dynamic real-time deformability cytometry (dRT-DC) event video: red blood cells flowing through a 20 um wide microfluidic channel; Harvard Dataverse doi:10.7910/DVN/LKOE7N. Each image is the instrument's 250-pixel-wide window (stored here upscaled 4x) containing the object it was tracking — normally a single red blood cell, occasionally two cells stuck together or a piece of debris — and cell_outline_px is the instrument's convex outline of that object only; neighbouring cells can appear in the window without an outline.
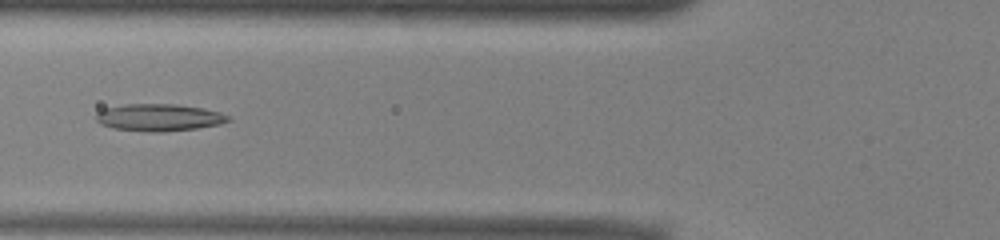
{"species": "common noctule bat (a hibernating species)", "species_latin": "Nyctalus noctula", "temperature_condition": "warm", "stored_images_in_passage": 51, "camera_frame_rate_fps": 3000, "um_per_image_px": 0.085, "animal": {"sex": "male", "body_mass_g": 13.0, "forearm_length_mm": 53.1}, "frame": {"image": 1, "passage_image": 19, "time_ms": 6.0, "image_size_px": [1000, 240], "cell_outline_px": [[232, 120], [220, 124], [196, 128], [164, 132], [152, 132], [112, 128], [100, 124], [96, 120], [96, 112], [104, 108], [124, 104], [176, 104], [200, 108], [220, 112], [228, 116]], "centroid_in_image_um": [13.48, 9.98], "position_along_channel_um": 112.3, "area_um2": 20.92}}
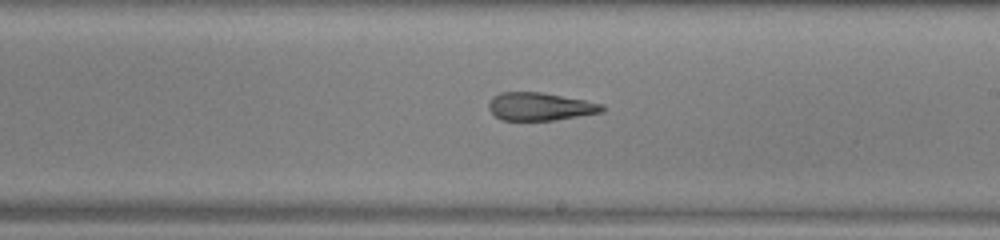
{"frame": {"image": 2, "passage_image": 29, "time_ms": 9.333, "image_size_px": [1000, 240], "cell_outline_px": [[604, 112], [556, 120], [500, 120], [488, 108], [488, 104], [492, 96], [500, 92], [544, 92], [604, 104]], "centroid_in_image_um": [45.91, 9.05], "position_along_channel_um": 243.1, "area_um2": 18.61}}
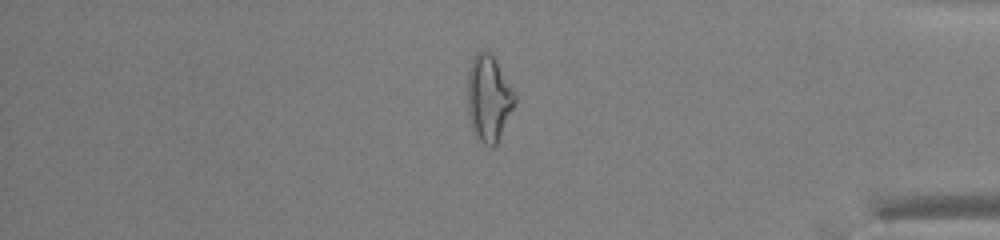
{"frame": {"image": 3, "passage_image": 43, "time_ms": 14.0, "image_size_px": [1000, 240], "cell_outline_px": [[516, 104], [496, 144], [492, 148], [484, 144], [480, 140], [472, 128], [468, 116], [468, 72], [472, 60], [476, 52], [488, 52], [492, 56], [516, 92]], "centroid_in_image_um": [41.56, 8.38], "position_along_channel_um": 393.6, "area_um2": 23.52}, "authors_computed_cell_mechanics": {"area_um2": 21.7906, "velocity_mm_per_s": 3.9333, "shape_relaxation_time_tau1_ms": null, "shape_relaxation_time_tau2_ms": 4.4524, "deformation_change_tau1": null, "deformation_change_tau2": 0.1723}}